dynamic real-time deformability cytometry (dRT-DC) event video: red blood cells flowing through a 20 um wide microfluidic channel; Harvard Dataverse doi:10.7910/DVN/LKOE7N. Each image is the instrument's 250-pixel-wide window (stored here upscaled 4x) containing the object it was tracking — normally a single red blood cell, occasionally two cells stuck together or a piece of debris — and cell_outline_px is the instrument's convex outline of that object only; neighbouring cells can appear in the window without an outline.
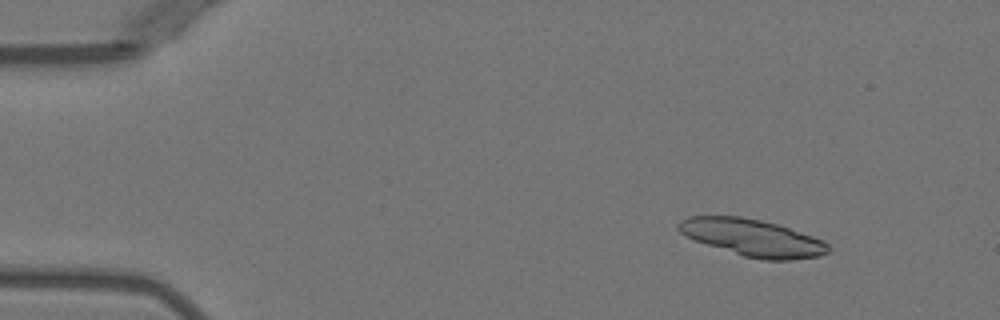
{"species": "Egyptian fruit bat (a non-hibernating species)", "species_latin": "Rousettus aegyptiacus", "temperature_condition": "warm", "stored_images_in_passage": 6, "segment_of_instrument_passage": [1, 2], "camera_frame_rate_fps": 3000, "um_per_image_px": 0.085, "animal": {"sex": "female"}, "frame": {"image": 1, "passage_image": 1, "time_ms": 0.0, "image_size_px": [1000, 320], "cell_outline_px": [[828, 252], [820, 256], [788, 260], [760, 260], [744, 256], [696, 240], [680, 232], [676, 228], [676, 224], [680, 220], [688, 216], [740, 216], [760, 220], [776, 224], [824, 240], [828, 244]], "centroid_in_image_um": [63.95, 20.2], "position_along_channel_um": 21.0, "area_um2": 31.91}}